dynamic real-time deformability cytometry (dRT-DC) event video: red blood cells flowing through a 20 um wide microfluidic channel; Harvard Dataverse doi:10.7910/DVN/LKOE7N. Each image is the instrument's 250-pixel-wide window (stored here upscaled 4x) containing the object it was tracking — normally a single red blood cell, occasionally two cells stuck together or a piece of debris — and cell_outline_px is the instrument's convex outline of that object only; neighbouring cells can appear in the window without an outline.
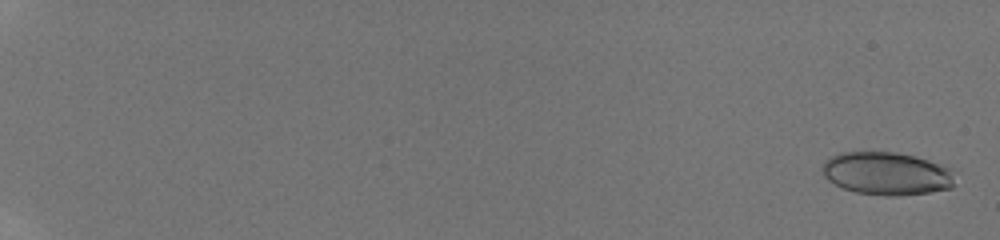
{"species": "human", "species_latin": "Homo sapiens", "temperature_condition": "room temperature", "stored_images_in_passage": 52, "camera_frame_rate_fps": 3000, "um_per_image_px": 0.085, "donor": {"sex": "male"}, "frame": {"image": 1, "passage_image": 2, "time_ms": 0.333, "image_size_px": [1000, 240], "cell_outline_px": [[960, 172], [952, 188], [928, 192], [900, 196], [888, 196], [856, 192], [844, 188], [828, 180], [824, 176], [820, 168], [824, 160], [840, 152], [896, 152], [916, 156], [928, 160]], "centroid_in_image_um": [75.42, 14.74], "position_along_channel_um": 9.6, "area_um2": 33.7}}
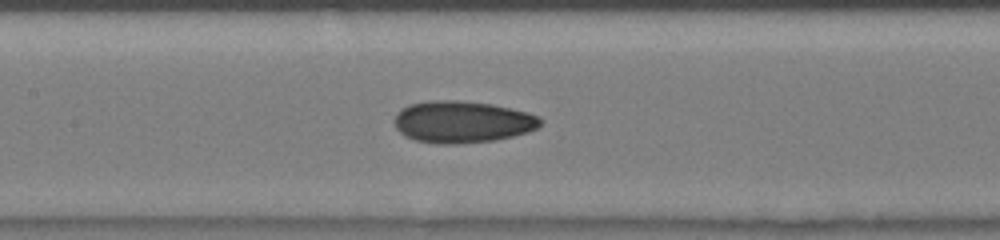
{"frame": {"image": 2, "passage_image": 30, "time_ms": 10.0, "image_size_px": [1000, 240], "cell_outline_px": [[544, 120], [536, 128], [528, 132], [496, 140], [456, 144], [436, 144], [416, 140], [404, 136], [396, 128], [396, 116], [408, 104], [432, 100], [456, 100], [492, 104], [528, 112]], "centroid_in_image_um": [39.31, 10.36], "position_along_channel_um": 168.1, "area_um2": 35.49}}
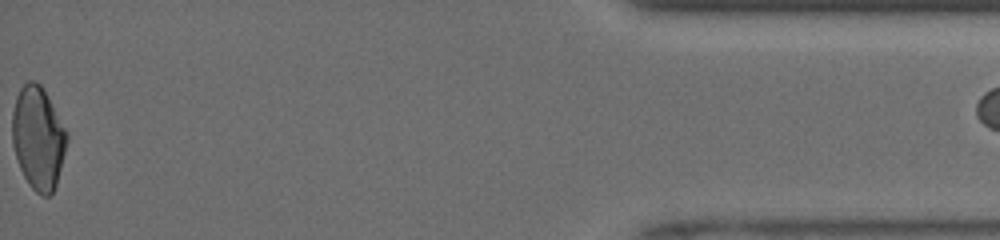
{"frame": {"image": 3, "passage_image": 50, "time_ms": 18.0, "image_size_px": [1000, 240], "cell_outline_px": [[68, 140], [56, 184], [52, 192], [48, 196], [40, 196], [28, 184], [20, 168], [12, 144], [12, 112], [16, 96], [20, 88], [28, 80], [36, 80], [40, 84], [68, 132]], "centroid_in_image_um": [3.23, 11.72], "position_along_channel_um": 432.0, "area_um2": 32.71}}